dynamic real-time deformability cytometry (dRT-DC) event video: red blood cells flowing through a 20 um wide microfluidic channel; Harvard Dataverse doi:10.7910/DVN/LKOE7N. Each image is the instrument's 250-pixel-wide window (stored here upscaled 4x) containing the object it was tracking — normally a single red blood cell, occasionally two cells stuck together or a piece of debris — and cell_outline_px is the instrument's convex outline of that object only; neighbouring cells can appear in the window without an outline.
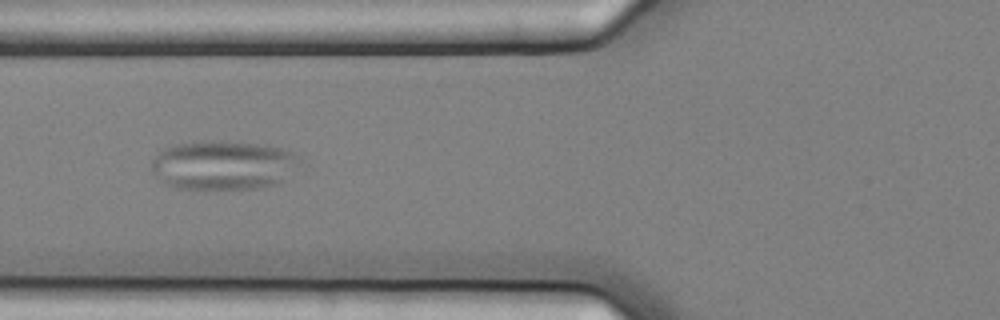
{"species": "common noctule bat (a hibernating species)", "species_latin": "Nyctalus noctula", "temperature_condition": "cold", "stored_images_in_passage": 7, "camera_frame_rate_fps": 3000, "um_per_image_px": 0.085, "animal": {"sex": "female", "body_mass_g": 25.1}, "frame": {"image": 1, "passage_image": 3, "time_ms": 0.667, "image_size_px": [1000, 320], "cell_outline_px": [[296, 156], [280, 184], [256, 188], [176, 188], [164, 184], [152, 172], [152, 160], [164, 148], [172, 144], [192, 140], [220, 140], [260, 144], [288, 148]], "centroid_in_image_um": [18.85, 14.0], "position_along_channel_um": 107.0, "area_um2": 42.14}}